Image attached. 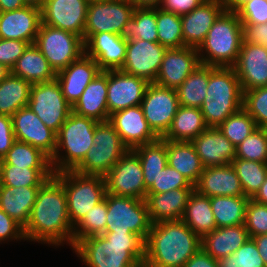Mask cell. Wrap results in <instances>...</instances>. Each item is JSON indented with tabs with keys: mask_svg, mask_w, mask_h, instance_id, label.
Wrapping results in <instances>:
<instances>
[{
	"mask_svg": "<svg viewBox=\"0 0 267 267\" xmlns=\"http://www.w3.org/2000/svg\"><path fill=\"white\" fill-rule=\"evenodd\" d=\"M194 188H179L163 193H147L145 202L150 222L180 220Z\"/></svg>",
	"mask_w": 267,
	"mask_h": 267,
	"instance_id": "28",
	"label": "cell"
},
{
	"mask_svg": "<svg viewBox=\"0 0 267 267\" xmlns=\"http://www.w3.org/2000/svg\"><path fill=\"white\" fill-rule=\"evenodd\" d=\"M62 183L67 197V212L73 227L106 195L103 176L84 175L76 171L54 173Z\"/></svg>",
	"mask_w": 267,
	"mask_h": 267,
	"instance_id": "7",
	"label": "cell"
},
{
	"mask_svg": "<svg viewBox=\"0 0 267 267\" xmlns=\"http://www.w3.org/2000/svg\"><path fill=\"white\" fill-rule=\"evenodd\" d=\"M26 6L23 0H0V12L12 11Z\"/></svg>",
	"mask_w": 267,
	"mask_h": 267,
	"instance_id": "60",
	"label": "cell"
},
{
	"mask_svg": "<svg viewBox=\"0 0 267 267\" xmlns=\"http://www.w3.org/2000/svg\"><path fill=\"white\" fill-rule=\"evenodd\" d=\"M204 168L231 164L235 146L218 127H208L191 141Z\"/></svg>",
	"mask_w": 267,
	"mask_h": 267,
	"instance_id": "26",
	"label": "cell"
},
{
	"mask_svg": "<svg viewBox=\"0 0 267 267\" xmlns=\"http://www.w3.org/2000/svg\"><path fill=\"white\" fill-rule=\"evenodd\" d=\"M250 238L244 224L217 227L201 238L202 249L218 260L235 253Z\"/></svg>",
	"mask_w": 267,
	"mask_h": 267,
	"instance_id": "30",
	"label": "cell"
},
{
	"mask_svg": "<svg viewBox=\"0 0 267 267\" xmlns=\"http://www.w3.org/2000/svg\"><path fill=\"white\" fill-rule=\"evenodd\" d=\"M2 161L8 165L27 168H52L50 158L38 148L15 141Z\"/></svg>",
	"mask_w": 267,
	"mask_h": 267,
	"instance_id": "43",
	"label": "cell"
},
{
	"mask_svg": "<svg viewBox=\"0 0 267 267\" xmlns=\"http://www.w3.org/2000/svg\"><path fill=\"white\" fill-rule=\"evenodd\" d=\"M219 267H265L256 243L249 238L235 253L218 260Z\"/></svg>",
	"mask_w": 267,
	"mask_h": 267,
	"instance_id": "48",
	"label": "cell"
},
{
	"mask_svg": "<svg viewBox=\"0 0 267 267\" xmlns=\"http://www.w3.org/2000/svg\"><path fill=\"white\" fill-rule=\"evenodd\" d=\"M85 54L92 57L102 71L119 70L124 65L127 40L117 34H92L85 42Z\"/></svg>",
	"mask_w": 267,
	"mask_h": 267,
	"instance_id": "25",
	"label": "cell"
},
{
	"mask_svg": "<svg viewBox=\"0 0 267 267\" xmlns=\"http://www.w3.org/2000/svg\"><path fill=\"white\" fill-rule=\"evenodd\" d=\"M97 123L73 111L70 113L56 134V151L50 159L54 173L72 171L82 162L93 145Z\"/></svg>",
	"mask_w": 267,
	"mask_h": 267,
	"instance_id": "6",
	"label": "cell"
},
{
	"mask_svg": "<svg viewBox=\"0 0 267 267\" xmlns=\"http://www.w3.org/2000/svg\"><path fill=\"white\" fill-rule=\"evenodd\" d=\"M11 73V69H9L6 65L0 63V82L4 80Z\"/></svg>",
	"mask_w": 267,
	"mask_h": 267,
	"instance_id": "64",
	"label": "cell"
},
{
	"mask_svg": "<svg viewBox=\"0 0 267 267\" xmlns=\"http://www.w3.org/2000/svg\"><path fill=\"white\" fill-rule=\"evenodd\" d=\"M243 41L267 47V23L242 24Z\"/></svg>",
	"mask_w": 267,
	"mask_h": 267,
	"instance_id": "57",
	"label": "cell"
},
{
	"mask_svg": "<svg viewBox=\"0 0 267 267\" xmlns=\"http://www.w3.org/2000/svg\"><path fill=\"white\" fill-rule=\"evenodd\" d=\"M209 80V66L200 64L176 89L181 106L200 108L204 102Z\"/></svg>",
	"mask_w": 267,
	"mask_h": 267,
	"instance_id": "40",
	"label": "cell"
},
{
	"mask_svg": "<svg viewBox=\"0 0 267 267\" xmlns=\"http://www.w3.org/2000/svg\"><path fill=\"white\" fill-rule=\"evenodd\" d=\"M11 73L31 84L52 81L57 74L34 43L27 46Z\"/></svg>",
	"mask_w": 267,
	"mask_h": 267,
	"instance_id": "32",
	"label": "cell"
},
{
	"mask_svg": "<svg viewBox=\"0 0 267 267\" xmlns=\"http://www.w3.org/2000/svg\"><path fill=\"white\" fill-rule=\"evenodd\" d=\"M252 239L256 243L265 267H267V234L257 235L255 237H252Z\"/></svg>",
	"mask_w": 267,
	"mask_h": 267,
	"instance_id": "59",
	"label": "cell"
},
{
	"mask_svg": "<svg viewBox=\"0 0 267 267\" xmlns=\"http://www.w3.org/2000/svg\"><path fill=\"white\" fill-rule=\"evenodd\" d=\"M167 164L180 172L194 186L204 166L192 142L167 140Z\"/></svg>",
	"mask_w": 267,
	"mask_h": 267,
	"instance_id": "33",
	"label": "cell"
},
{
	"mask_svg": "<svg viewBox=\"0 0 267 267\" xmlns=\"http://www.w3.org/2000/svg\"><path fill=\"white\" fill-rule=\"evenodd\" d=\"M181 220L201 238L217 228L210 197L198 194L194 190L188 199Z\"/></svg>",
	"mask_w": 267,
	"mask_h": 267,
	"instance_id": "35",
	"label": "cell"
},
{
	"mask_svg": "<svg viewBox=\"0 0 267 267\" xmlns=\"http://www.w3.org/2000/svg\"><path fill=\"white\" fill-rule=\"evenodd\" d=\"M166 49L158 42L127 40L124 65L120 70L153 83L160 70Z\"/></svg>",
	"mask_w": 267,
	"mask_h": 267,
	"instance_id": "15",
	"label": "cell"
},
{
	"mask_svg": "<svg viewBox=\"0 0 267 267\" xmlns=\"http://www.w3.org/2000/svg\"><path fill=\"white\" fill-rule=\"evenodd\" d=\"M244 191V195L253 198L267 176V163L234 158L231 163Z\"/></svg>",
	"mask_w": 267,
	"mask_h": 267,
	"instance_id": "42",
	"label": "cell"
},
{
	"mask_svg": "<svg viewBox=\"0 0 267 267\" xmlns=\"http://www.w3.org/2000/svg\"><path fill=\"white\" fill-rule=\"evenodd\" d=\"M248 201L249 198L246 196L211 197L210 203L216 226L228 227L244 224Z\"/></svg>",
	"mask_w": 267,
	"mask_h": 267,
	"instance_id": "38",
	"label": "cell"
},
{
	"mask_svg": "<svg viewBox=\"0 0 267 267\" xmlns=\"http://www.w3.org/2000/svg\"><path fill=\"white\" fill-rule=\"evenodd\" d=\"M41 23V9L38 7L26 5L20 9L0 12V38L33 44Z\"/></svg>",
	"mask_w": 267,
	"mask_h": 267,
	"instance_id": "23",
	"label": "cell"
},
{
	"mask_svg": "<svg viewBox=\"0 0 267 267\" xmlns=\"http://www.w3.org/2000/svg\"><path fill=\"white\" fill-rule=\"evenodd\" d=\"M235 158L267 163V128H256L235 147Z\"/></svg>",
	"mask_w": 267,
	"mask_h": 267,
	"instance_id": "47",
	"label": "cell"
},
{
	"mask_svg": "<svg viewBox=\"0 0 267 267\" xmlns=\"http://www.w3.org/2000/svg\"><path fill=\"white\" fill-rule=\"evenodd\" d=\"M236 13L242 24L267 23V0H250Z\"/></svg>",
	"mask_w": 267,
	"mask_h": 267,
	"instance_id": "52",
	"label": "cell"
},
{
	"mask_svg": "<svg viewBox=\"0 0 267 267\" xmlns=\"http://www.w3.org/2000/svg\"><path fill=\"white\" fill-rule=\"evenodd\" d=\"M256 128L253 117L242 107L237 112L231 114L218 126L222 134L237 147Z\"/></svg>",
	"mask_w": 267,
	"mask_h": 267,
	"instance_id": "46",
	"label": "cell"
},
{
	"mask_svg": "<svg viewBox=\"0 0 267 267\" xmlns=\"http://www.w3.org/2000/svg\"><path fill=\"white\" fill-rule=\"evenodd\" d=\"M72 111L97 122L109 119L107 106V71H101L84 89Z\"/></svg>",
	"mask_w": 267,
	"mask_h": 267,
	"instance_id": "29",
	"label": "cell"
},
{
	"mask_svg": "<svg viewBox=\"0 0 267 267\" xmlns=\"http://www.w3.org/2000/svg\"><path fill=\"white\" fill-rule=\"evenodd\" d=\"M28 45L26 41L0 38V63L12 70Z\"/></svg>",
	"mask_w": 267,
	"mask_h": 267,
	"instance_id": "53",
	"label": "cell"
},
{
	"mask_svg": "<svg viewBox=\"0 0 267 267\" xmlns=\"http://www.w3.org/2000/svg\"><path fill=\"white\" fill-rule=\"evenodd\" d=\"M136 8H157L161 0H129Z\"/></svg>",
	"mask_w": 267,
	"mask_h": 267,
	"instance_id": "62",
	"label": "cell"
},
{
	"mask_svg": "<svg viewBox=\"0 0 267 267\" xmlns=\"http://www.w3.org/2000/svg\"><path fill=\"white\" fill-rule=\"evenodd\" d=\"M15 141L12 117L0 114V160L6 155Z\"/></svg>",
	"mask_w": 267,
	"mask_h": 267,
	"instance_id": "55",
	"label": "cell"
},
{
	"mask_svg": "<svg viewBox=\"0 0 267 267\" xmlns=\"http://www.w3.org/2000/svg\"><path fill=\"white\" fill-rule=\"evenodd\" d=\"M242 41L243 28L237 13L223 11L197 49L200 62L213 67H233Z\"/></svg>",
	"mask_w": 267,
	"mask_h": 267,
	"instance_id": "5",
	"label": "cell"
},
{
	"mask_svg": "<svg viewBox=\"0 0 267 267\" xmlns=\"http://www.w3.org/2000/svg\"><path fill=\"white\" fill-rule=\"evenodd\" d=\"M194 190L207 197L245 196L238 175L231 164L204 168Z\"/></svg>",
	"mask_w": 267,
	"mask_h": 267,
	"instance_id": "27",
	"label": "cell"
},
{
	"mask_svg": "<svg viewBox=\"0 0 267 267\" xmlns=\"http://www.w3.org/2000/svg\"><path fill=\"white\" fill-rule=\"evenodd\" d=\"M156 8H135L133 16L122 27L119 36L126 40L158 42Z\"/></svg>",
	"mask_w": 267,
	"mask_h": 267,
	"instance_id": "41",
	"label": "cell"
},
{
	"mask_svg": "<svg viewBox=\"0 0 267 267\" xmlns=\"http://www.w3.org/2000/svg\"><path fill=\"white\" fill-rule=\"evenodd\" d=\"M32 84L10 73L0 82V114L12 116L26 107Z\"/></svg>",
	"mask_w": 267,
	"mask_h": 267,
	"instance_id": "36",
	"label": "cell"
},
{
	"mask_svg": "<svg viewBox=\"0 0 267 267\" xmlns=\"http://www.w3.org/2000/svg\"><path fill=\"white\" fill-rule=\"evenodd\" d=\"M11 117L15 139L38 148L51 159L56 151V133L28 106L19 109Z\"/></svg>",
	"mask_w": 267,
	"mask_h": 267,
	"instance_id": "18",
	"label": "cell"
},
{
	"mask_svg": "<svg viewBox=\"0 0 267 267\" xmlns=\"http://www.w3.org/2000/svg\"><path fill=\"white\" fill-rule=\"evenodd\" d=\"M96 61L85 53L56 74L62 94L73 107L88 84L101 72Z\"/></svg>",
	"mask_w": 267,
	"mask_h": 267,
	"instance_id": "22",
	"label": "cell"
},
{
	"mask_svg": "<svg viewBox=\"0 0 267 267\" xmlns=\"http://www.w3.org/2000/svg\"><path fill=\"white\" fill-rule=\"evenodd\" d=\"M135 6L129 0H98L89 2L83 34L84 42L92 35L109 32L119 35L133 16Z\"/></svg>",
	"mask_w": 267,
	"mask_h": 267,
	"instance_id": "12",
	"label": "cell"
},
{
	"mask_svg": "<svg viewBox=\"0 0 267 267\" xmlns=\"http://www.w3.org/2000/svg\"><path fill=\"white\" fill-rule=\"evenodd\" d=\"M140 106L149 127L162 138L169 130L180 104L176 89L153 82L149 83Z\"/></svg>",
	"mask_w": 267,
	"mask_h": 267,
	"instance_id": "14",
	"label": "cell"
},
{
	"mask_svg": "<svg viewBox=\"0 0 267 267\" xmlns=\"http://www.w3.org/2000/svg\"><path fill=\"white\" fill-rule=\"evenodd\" d=\"M207 128L200 108L180 105L169 130L162 139L191 142Z\"/></svg>",
	"mask_w": 267,
	"mask_h": 267,
	"instance_id": "34",
	"label": "cell"
},
{
	"mask_svg": "<svg viewBox=\"0 0 267 267\" xmlns=\"http://www.w3.org/2000/svg\"><path fill=\"white\" fill-rule=\"evenodd\" d=\"M139 157L143 170L145 188L148 190L160 171L167 164V140L159 138L149 144L140 145L132 149Z\"/></svg>",
	"mask_w": 267,
	"mask_h": 267,
	"instance_id": "37",
	"label": "cell"
},
{
	"mask_svg": "<svg viewBox=\"0 0 267 267\" xmlns=\"http://www.w3.org/2000/svg\"><path fill=\"white\" fill-rule=\"evenodd\" d=\"M204 1L205 0H161L159 8L181 16L190 13Z\"/></svg>",
	"mask_w": 267,
	"mask_h": 267,
	"instance_id": "56",
	"label": "cell"
},
{
	"mask_svg": "<svg viewBox=\"0 0 267 267\" xmlns=\"http://www.w3.org/2000/svg\"><path fill=\"white\" fill-rule=\"evenodd\" d=\"M93 139V145L73 171L104 177L129 149L108 120L97 123Z\"/></svg>",
	"mask_w": 267,
	"mask_h": 267,
	"instance_id": "8",
	"label": "cell"
},
{
	"mask_svg": "<svg viewBox=\"0 0 267 267\" xmlns=\"http://www.w3.org/2000/svg\"><path fill=\"white\" fill-rule=\"evenodd\" d=\"M25 239L23 227L0 209V244Z\"/></svg>",
	"mask_w": 267,
	"mask_h": 267,
	"instance_id": "54",
	"label": "cell"
},
{
	"mask_svg": "<svg viewBox=\"0 0 267 267\" xmlns=\"http://www.w3.org/2000/svg\"><path fill=\"white\" fill-rule=\"evenodd\" d=\"M54 175L52 168H27L0 160V184L9 187L41 186Z\"/></svg>",
	"mask_w": 267,
	"mask_h": 267,
	"instance_id": "39",
	"label": "cell"
},
{
	"mask_svg": "<svg viewBox=\"0 0 267 267\" xmlns=\"http://www.w3.org/2000/svg\"><path fill=\"white\" fill-rule=\"evenodd\" d=\"M151 225L145 200L107 193L105 232L134 233L145 242Z\"/></svg>",
	"mask_w": 267,
	"mask_h": 267,
	"instance_id": "9",
	"label": "cell"
},
{
	"mask_svg": "<svg viewBox=\"0 0 267 267\" xmlns=\"http://www.w3.org/2000/svg\"><path fill=\"white\" fill-rule=\"evenodd\" d=\"M200 64L196 48H167L154 83L177 89Z\"/></svg>",
	"mask_w": 267,
	"mask_h": 267,
	"instance_id": "21",
	"label": "cell"
},
{
	"mask_svg": "<svg viewBox=\"0 0 267 267\" xmlns=\"http://www.w3.org/2000/svg\"><path fill=\"white\" fill-rule=\"evenodd\" d=\"M108 121L128 149H134L159 139L149 127L140 105L116 111L109 116Z\"/></svg>",
	"mask_w": 267,
	"mask_h": 267,
	"instance_id": "20",
	"label": "cell"
},
{
	"mask_svg": "<svg viewBox=\"0 0 267 267\" xmlns=\"http://www.w3.org/2000/svg\"><path fill=\"white\" fill-rule=\"evenodd\" d=\"M223 11L222 0H205L190 13L181 15L184 47L198 49L214 21Z\"/></svg>",
	"mask_w": 267,
	"mask_h": 267,
	"instance_id": "24",
	"label": "cell"
},
{
	"mask_svg": "<svg viewBox=\"0 0 267 267\" xmlns=\"http://www.w3.org/2000/svg\"><path fill=\"white\" fill-rule=\"evenodd\" d=\"M201 248V237L181 219L153 223L145 241L143 267H184Z\"/></svg>",
	"mask_w": 267,
	"mask_h": 267,
	"instance_id": "2",
	"label": "cell"
},
{
	"mask_svg": "<svg viewBox=\"0 0 267 267\" xmlns=\"http://www.w3.org/2000/svg\"><path fill=\"white\" fill-rule=\"evenodd\" d=\"M158 43L166 48L184 47L181 16L156 8Z\"/></svg>",
	"mask_w": 267,
	"mask_h": 267,
	"instance_id": "44",
	"label": "cell"
},
{
	"mask_svg": "<svg viewBox=\"0 0 267 267\" xmlns=\"http://www.w3.org/2000/svg\"><path fill=\"white\" fill-rule=\"evenodd\" d=\"M179 188H194V186L180 172L167 165L160 171L147 193H163Z\"/></svg>",
	"mask_w": 267,
	"mask_h": 267,
	"instance_id": "51",
	"label": "cell"
},
{
	"mask_svg": "<svg viewBox=\"0 0 267 267\" xmlns=\"http://www.w3.org/2000/svg\"><path fill=\"white\" fill-rule=\"evenodd\" d=\"M106 192L145 200L147 190L138 155L129 149L104 176Z\"/></svg>",
	"mask_w": 267,
	"mask_h": 267,
	"instance_id": "13",
	"label": "cell"
},
{
	"mask_svg": "<svg viewBox=\"0 0 267 267\" xmlns=\"http://www.w3.org/2000/svg\"><path fill=\"white\" fill-rule=\"evenodd\" d=\"M73 226L67 212L62 183L53 175L39 188L27 225L23 228L30 242L73 248Z\"/></svg>",
	"mask_w": 267,
	"mask_h": 267,
	"instance_id": "1",
	"label": "cell"
},
{
	"mask_svg": "<svg viewBox=\"0 0 267 267\" xmlns=\"http://www.w3.org/2000/svg\"><path fill=\"white\" fill-rule=\"evenodd\" d=\"M27 106L56 134L72 112L56 79L32 84Z\"/></svg>",
	"mask_w": 267,
	"mask_h": 267,
	"instance_id": "11",
	"label": "cell"
},
{
	"mask_svg": "<svg viewBox=\"0 0 267 267\" xmlns=\"http://www.w3.org/2000/svg\"><path fill=\"white\" fill-rule=\"evenodd\" d=\"M243 108L253 117L258 128H267V86L244 91Z\"/></svg>",
	"mask_w": 267,
	"mask_h": 267,
	"instance_id": "49",
	"label": "cell"
},
{
	"mask_svg": "<svg viewBox=\"0 0 267 267\" xmlns=\"http://www.w3.org/2000/svg\"><path fill=\"white\" fill-rule=\"evenodd\" d=\"M40 186L9 187L0 184V209L19 223L27 225Z\"/></svg>",
	"mask_w": 267,
	"mask_h": 267,
	"instance_id": "31",
	"label": "cell"
},
{
	"mask_svg": "<svg viewBox=\"0 0 267 267\" xmlns=\"http://www.w3.org/2000/svg\"><path fill=\"white\" fill-rule=\"evenodd\" d=\"M252 199L261 204L267 205V176L265 178L264 183L261 185L259 191Z\"/></svg>",
	"mask_w": 267,
	"mask_h": 267,
	"instance_id": "63",
	"label": "cell"
},
{
	"mask_svg": "<svg viewBox=\"0 0 267 267\" xmlns=\"http://www.w3.org/2000/svg\"><path fill=\"white\" fill-rule=\"evenodd\" d=\"M26 5L42 8L46 0H23Z\"/></svg>",
	"mask_w": 267,
	"mask_h": 267,
	"instance_id": "65",
	"label": "cell"
},
{
	"mask_svg": "<svg viewBox=\"0 0 267 267\" xmlns=\"http://www.w3.org/2000/svg\"><path fill=\"white\" fill-rule=\"evenodd\" d=\"M242 91L267 86V47L242 41L233 66Z\"/></svg>",
	"mask_w": 267,
	"mask_h": 267,
	"instance_id": "19",
	"label": "cell"
},
{
	"mask_svg": "<svg viewBox=\"0 0 267 267\" xmlns=\"http://www.w3.org/2000/svg\"><path fill=\"white\" fill-rule=\"evenodd\" d=\"M88 5L87 0H46L41 8L42 23L83 38Z\"/></svg>",
	"mask_w": 267,
	"mask_h": 267,
	"instance_id": "17",
	"label": "cell"
},
{
	"mask_svg": "<svg viewBox=\"0 0 267 267\" xmlns=\"http://www.w3.org/2000/svg\"><path fill=\"white\" fill-rule=\"evenodd\" d=\"M250 0H222L224 11L236 13L244 4Z\"/></svg>",
	"mask_w": 267,
	"mask_h": 267,
	"instance_id": "61",
	"label": "cell"
},
{
	"mask_svg": "<svg viewBox=\"0 0 267 267\" xmlns=\"http://www.w3.org/2000/svg\"><path fill=\"white\" fill-rule=\"evenodd\" d=\"M243 107V91L233 67L209 66L206 97L200 110L208 127H218Z\"/></svg>",
	"mask_w": 267,
	"mask_h": 267,
	"instance_id": "4",
	"label": "cell"
},
{
	"mask_svg": "<svg viewBox=\"0 0 267 267\" xmlns=\"http://www.w3.org/2000/svg\"><path fill=\"white\" fill-rule=\"evenodd\" d=\"M107 192L105 198L96 204L73 228V247L82 238L102 235L106 229Z\"/></svg>",
	"mask_w": 267,
	"mask_h": 267,
	"instance_id": "45",
	"label": "cell"
},
{
	"mask_svg": "<svg viewBox=\"0 0 267 267\" xmlns=\"http://www.w3.org/2000/svg\"><path fill=\"white\" fill-rule=\"evenodd\" d=\"M72 251L86 267H143L145 242L134 233L104 232L80 239Z\"/></svg>",
	"mask_w": 267,
	"mask_h": 267,
	"instance_id": "3",
	"label": "cell"
},
{
	"mask_svg": "<svg viewBox=\"0 0 267 267\" xmlns=\"http://www.w3.org/2000/svg\"><path fill=\"white\" fill-rule=\"evenodd\" d=\"M184 267H219V265L216 259L201 248L185 263Z\"/></svg>",
	"mask_w": 267,
	"mask_h": 267,
	"instance_id": "58",
	"label": "cell"
},
{
	"mask_svg": "<svg viewBox=\"0 0 267 267\" xmlns=\"http://www.w3.org/2000/svg\"><path fill=\"white\" fill-rule=\"evenodd\" d=\"M149 82L119 70H107L108 113L141 105Z\"/></svg>",
	"mask_w": 267,
	"mask_h": 267,
	"instance_id": "16",
	"label": "cell"
},
{
	"mask_svg": "<svg viewBox=\"0 0 267 267\" xmlns=\"http://www.w3.org/2000/svg\"><path fill=\"white\" fill-rule=\"evenodd\" d=\"M34 44L56 73L85 53L82 37L43 23L40 25Z\"/></svg>",
	"mask_w": 267,
	"mask_h": 267,
	"instance_id": "10",
	"label": "cell"
},
{
	"mask_svg": "<svg viewBox=\"0 0 267 267\" xmlns=\"http://www.w3.org/2000/svg\"><path fill=\"white\" fill-rule=\"evenodd\" d=\"M244 225L250 238L267 234V205L249 198Z\"/></svg>",
	"mask_w": 267,
	"mask_h": 267,
	"instance_id": "50",
	"label": "cell"
}]
</instances>
